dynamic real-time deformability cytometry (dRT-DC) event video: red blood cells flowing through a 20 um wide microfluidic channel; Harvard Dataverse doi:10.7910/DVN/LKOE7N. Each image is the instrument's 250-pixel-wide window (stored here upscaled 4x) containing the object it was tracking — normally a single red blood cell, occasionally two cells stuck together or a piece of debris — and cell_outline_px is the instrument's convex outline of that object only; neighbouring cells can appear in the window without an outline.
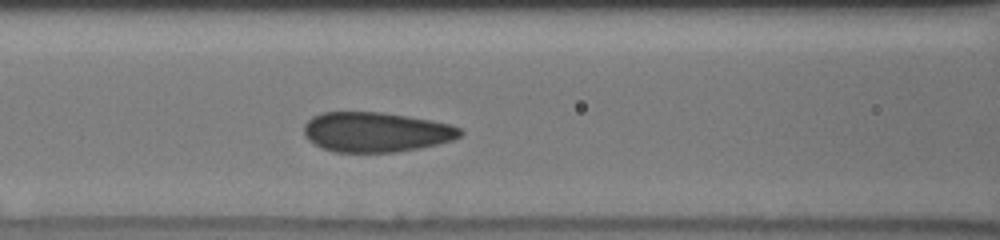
{"species": "human", "species_latin": "Homo sapiens", "temperature_condition": "cold", "stored_images_in_passage": 5, "camera_frame_rate_fps": 3000, "um_per_image_px": 0.085, "donor": {"sex": "male"}, "frame": {"image": 1, "passage_image": 4, "time_ms": 2.0, "image_size_px": [1000, 240], "cell_outline_px": [[464, 132], [460, 136], [452, 140], [420, 148], [392, 152], [336, 152], [324, 148], [308, 140], [304, 136], [304, 124], [312, 116], [320, 112], [380, 112], [408, 116], [432, 120], [448, 124], [460, 128]], "centroid_in_image_um": [31.94, 11.21], "position_along_channel_um": 134.7, "area_um2": 36.24}}